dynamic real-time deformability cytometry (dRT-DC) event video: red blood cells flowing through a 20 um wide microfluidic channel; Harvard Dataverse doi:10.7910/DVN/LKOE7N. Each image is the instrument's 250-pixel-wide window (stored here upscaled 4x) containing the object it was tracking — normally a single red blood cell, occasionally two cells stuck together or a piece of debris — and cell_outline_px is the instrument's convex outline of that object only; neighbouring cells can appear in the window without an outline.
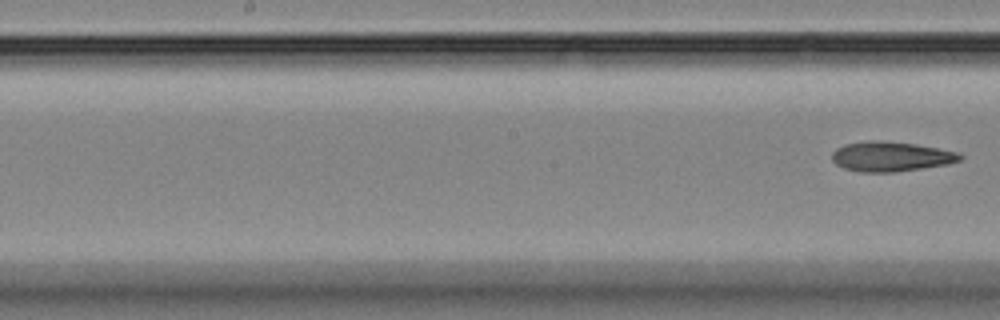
{"species": "Egyptian fruit bat (a non-hibernating species)", "species_latin": "Rousettus aegyptiacus", "temperature_condition": "room temperature", "stored_images_in_passage": 5, "segment_of_instrument_passage": [2, 2], "camera_frame_rate_fps": 3000, "um_per_image_px": 0.085, "animal": {"sex": "female"}, "frame": {"image": 1, "passage_image": 5, "time_ms": 6.333, "image_size_px": [1000, 320], "cell_outline_px": [[964, 156], [960, 160], [948, 164], [892, 172], [860, 172], [844, 168], [836, 164], [832, 160], [832, 152], [836, 148], [844, 144], [868, 140], [880, 140], [916, 144], [960, 152]], "centroid_in_image_um": [75.72, 13.29], "position_along_channel_um": 172.5, "area_um2": 22.31}}